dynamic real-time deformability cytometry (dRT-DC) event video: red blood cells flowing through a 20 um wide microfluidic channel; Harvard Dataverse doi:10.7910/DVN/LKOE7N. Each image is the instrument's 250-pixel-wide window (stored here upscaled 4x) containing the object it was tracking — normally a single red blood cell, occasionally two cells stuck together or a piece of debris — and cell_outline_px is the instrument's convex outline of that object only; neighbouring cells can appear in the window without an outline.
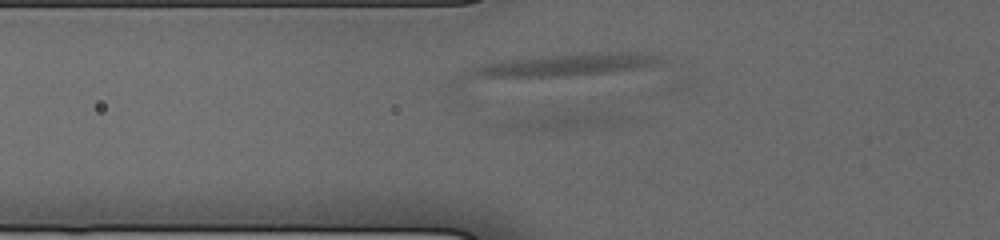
{"species": "human", "species_latin": "Homo sapiens", "temperature_condition": "cold", "stored_images_in_passage": 29, "camera_frame_rate_fps": 3000, "um_per_image_px": 0.085, "donor": {"sex": "male"}, "frame": {"image": 1, "passage_image": 8, "time_ms": 3.0, "image_size_px": [1000, 240], "cell_outline_px": [[660, 60], [636, 68], [604, 72], [556, 76], [452, 84], [448, 84], [448, 80], [480, 64], [500, 60], [540, 56], [592, 52], [640, 52], [660, 56]], "centroid_in_image_um": [47.12, 5.63], "position_along_channel_um": 78.7, "area_um2": 26.99}}